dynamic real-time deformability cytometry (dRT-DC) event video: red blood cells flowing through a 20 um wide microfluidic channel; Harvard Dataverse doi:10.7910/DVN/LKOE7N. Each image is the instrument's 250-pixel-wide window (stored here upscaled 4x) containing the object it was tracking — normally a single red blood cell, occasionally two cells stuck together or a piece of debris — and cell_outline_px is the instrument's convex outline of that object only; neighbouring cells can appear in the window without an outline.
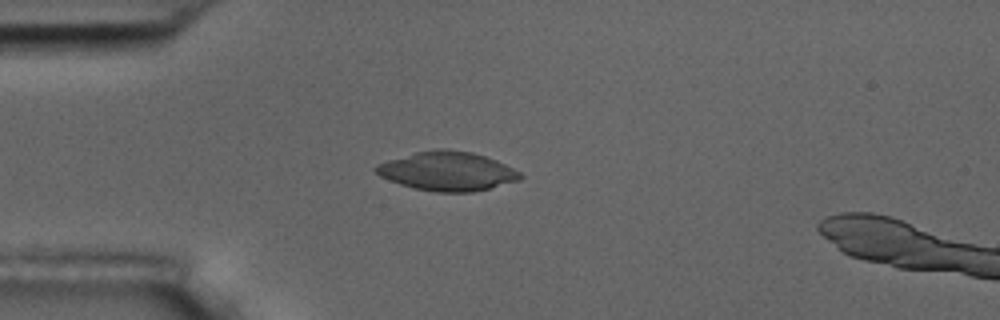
{"species": "common noctule bat (a hibernating species)", "species_latin": "Nyctalus noctula", "temperature_condition": "room temperature", "stored_images_in_passage": 2, "camera_frame_rate_fps": 3000, "um_per_image_px": 0.085, "animal": {"sex": "male", "body_mass_g": 17.5, "forearm_length_mm": 52.3}, "frame": {"image": 1, "passage_image": 2, "time_ms": 1.0, "image_size_px": [1000, 320], "cell_outline_px": [[524, 176], [520, 180], [472, 192], [436, 192], [412, 188], [400, 184], [380, 176], [372, 168], [376, 164], [388, 160], [416, 152], [436, 148], [448, 148], [472, 152], [496, 160], [520, 172]], "centroid_in_image_um": [38.0, 14.54], "position_along_channel_um": 47.0, "area_um2": 32.83}}